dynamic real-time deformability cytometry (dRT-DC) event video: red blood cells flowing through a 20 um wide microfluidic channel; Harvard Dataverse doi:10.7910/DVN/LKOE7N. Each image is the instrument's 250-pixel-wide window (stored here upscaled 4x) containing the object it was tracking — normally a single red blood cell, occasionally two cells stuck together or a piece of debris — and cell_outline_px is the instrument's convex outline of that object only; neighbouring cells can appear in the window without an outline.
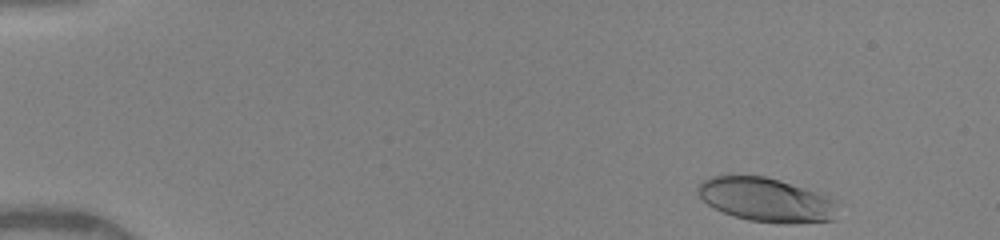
{"species": "human", "species_latin": "Homo sapiens", "temperature_condition": "warm", "stored_images_in_passage": 39, "camera_frame_rate_fps": 3000, "um_per_image_px": 0.085, "donor": {"sex": "female"}, "frame": {"image": 1, "passage_image": 1, "time_ms": 0.0, "image_size_px": [1000, 240], "cell_outline_px": [[832, 220], [792, 224], [780, 224], [748, 220], [732, 216], [708, 204], [700, 196], [696, 188], [708, 176], [764, 176], [780, 180], [828, 196], [832, 200]], "centroid_in_image_um": [65.05, 16.98], "position_along_channel_um": 20.0, "area_um2": 35.14}}
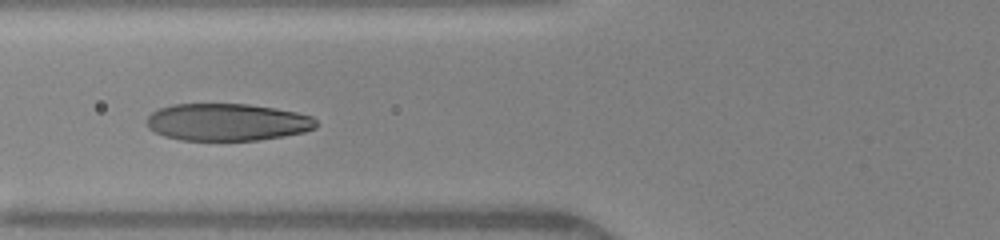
{"frame": {"image": 2, "passage_image": 16, "time_ms": 5.0, "image_size_px": [1000, 240], "cell_outline_px": [[320, 124], [316, 128], [304, 132], [284, 136], [256, 140], [180, 140], [164, 136], [148, 128], [148, 116], [152, 112], [160, 108], [172, 104], [248, 104], [296, 112], [312, 116]], "centroid_in_image_um": [19.34, 10.38], "position_along_channel_um": 106.5, "area_um2": 36.76}}
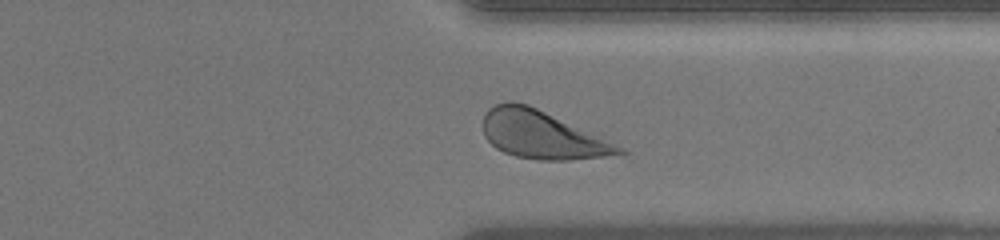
{"frame": {"image": 3, "passage_image": 35, "time_ms": 11.333, "image_size_px": [1000, 240], "cell_outline_px": [[628, 152], [624, 156], [568, 160], [540, 160], [516, 156], [504, 152], [496, 148], [484, 136], [484, 112], [488, 108], [496, 104], [528, 104], [624, 148]], "centroid_in_image_um": [46.12, 11.51], "position_along_channel_um": 365.3, "area_um2": 37.4}, "authors_computed_cell_mechanics": {"area_um2": 37.3388, "velocity_mm_per_s": 4.0827, "shape_relaxation_time_tau1_ms": 2.3773, "shape_relaxation_time_tau2_ms": 0.6748, "deformation_change_tau1": 0.1716, "deformation_change_tau2": 0.0724}}